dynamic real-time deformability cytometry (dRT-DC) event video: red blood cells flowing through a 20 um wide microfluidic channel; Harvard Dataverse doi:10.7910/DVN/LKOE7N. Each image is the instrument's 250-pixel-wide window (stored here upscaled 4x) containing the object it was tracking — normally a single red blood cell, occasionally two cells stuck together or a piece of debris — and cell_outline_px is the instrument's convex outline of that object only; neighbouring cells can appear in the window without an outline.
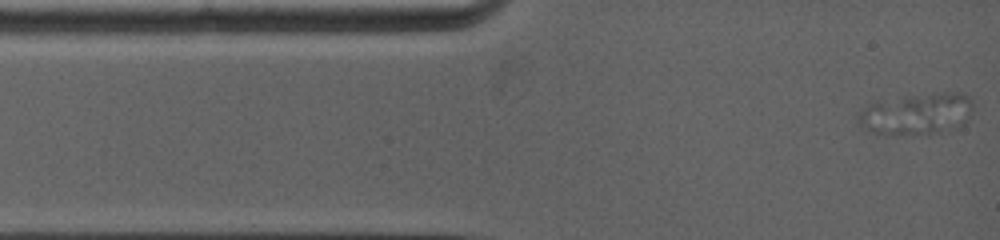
{"species": "common noctule bat (a hibernating species)", "species_latin": "Nyctalus noctula", "temperature_condition": "warm", "stored_images_in_passage": 42, "camera_frame_rate_fps": 5000, "um_per_image_px": 0.085, "animal": {"sex": "female", "body_mass_g": 19.0, "forearm_length_mm": 53.3}, "frame": {"image": 1, "passage_image": 1, "time_ms": 0.0, "image_size_px": [1000, 240], "cell_outline_px": [[972, 108], [968, 120], [956, 128], [948, 132], [928, 136], [888, 136], [872, 132], [860, 124], [856, 116], [868, 104], [876, 100], [904, 96], [944, 92], [964, 92], [972, 100]], "centroid_in_image_um": [77.94, 9.72], "position_along_channel_um": 7.1, "area_um2": 29.02}}
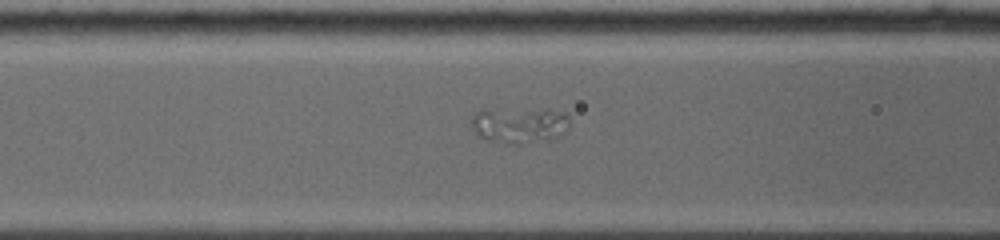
{"frame": {"image": 2, "passage_image": 13, "time_ms": 4.2, "image_size_px": [1000, 240], "cell_outline_px": [[568, 128], [564, 132], [556, 136], [520, 144], [516, 144], [488, 140], [480, 136], [472, 128], [472, 116], [476, 112], [564, 112], [568, 116]], "centroid_in_image_um": [44.13, 10.7], "position_along_channel_um": 122.5, "area_um2": 18.61}}
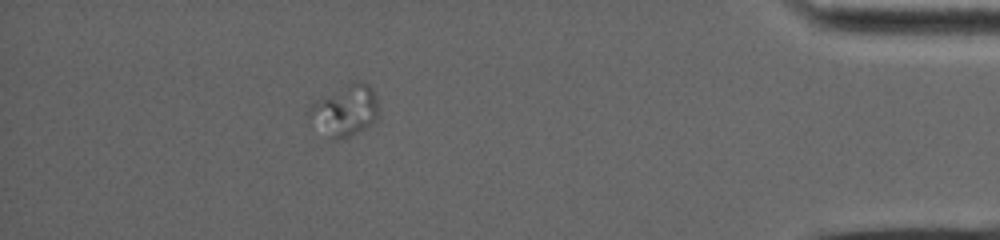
{"frame": {"image": 3, "passage_image": 36, "time_ms": 13.0, "image_size_px": [1000, 240], "cell_outline_px": [[376, 120], [372, 124], [348, 136], [336, 140], [332, 140], [308, 116], [308, 112], [312, 100], [356, 80], [368, 84], [372, 88], [376, 96]], "centroid_in_image_um": [29.3, 9.35], "position_along_channel_um": 405.9, "area_um2": 20.35}}